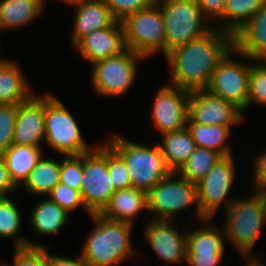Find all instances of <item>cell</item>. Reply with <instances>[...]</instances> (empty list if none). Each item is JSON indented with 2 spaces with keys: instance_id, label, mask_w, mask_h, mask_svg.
I'll use <instances>...</instances> for the list:
<instances>
[{
  "instance_id": "1",
  "label": "cell",
  "mask_w": 266,
  "mask_h": 266,
  "mask_svg": "<svg viewBox=\"0 0 266 266\" xmlns=\"http://www.w3.org/2000/svg\"><path fill=\"white\" fill-rule=\"evenodd\" d=\"M233 48V35L215 27L201 38L174 48L165 56L170 85L188 91L206 89L218 63Z\"/></svg>"
},
{
  "instance_id": "2",
  "label": "cell",
  "mask_w": 266,
  "mask_h": 266,
  "mask_svg": "<svg viewBox=\"0 0 266 266\" xmlns=\"http://www.w3.org/2000/svg\"><path fill=\"white\" fill-rule=\"evenodd\" d=\"M95 222L92 231L85 237L81 256L86 266H118L139 253L131 242L132 224L90 216Z\"/></svg>"
},
{
  "instance_id": "3",
  "label": "cell",
  "mask_w": 266,
  "mask_h": 266,
  "mask_svg": "<svg viewBox=\"0 0 266 266\" xmlns=\"http://www.w3.org/2000/svg\"><path fill=\"white\" fill-rule=\"evenodd\" d=\"M106 143L124 160L132 187L146 193L173 171L168 167L158 143L153 147L111 136Z\"/></svg>"
},
{
  "instance_id": "4",
  "label": "cell",
  "mask_w": 266,
  "mask_h": 266,
  "mask_svg": "<svg viewBox=\"0 0 266 266\" xmlns=\"http://www.w3.org/2000/svg\"><path fill=\"white\" fill-rule=\"evenodd\" d=\"M244 199H236L225 210L223 226L226 241L231 243L236 252L244 258H258L252 252L261 229L266 225L261 204V191L252 192ZM250 256V257H249Z\"/></svg>"
},
{
  "instance_id": "5",
  "label": "cell",
  "mask_w": 266,
  "mask_h": 266,
  "mask_svg": "<svg viewBox=\"0 0 266 266\" xmlns=\"http://www.w3.org/2000/svg\"><path fill=\"white\" fill-rule=\"evenodd\" d=\"M44 142L63 156H79L91 150L85 143L76 119L58 96L52 93L45 94Z\"/></svg>"
},
{
  "instance_id": "6",
  "label": "cell",
  "mask_w": 266,
  "mask_h": 266,
  "mask_svg": "<svg viewBox=\"0 0 266 266\" xmlns=\"http://www.w3.org/2000/svg\"><path fill=\"white\" fill-rule=\"evenodd\" d=\"M157 3L164 17L167 54L214 28V23L207 21L195 0H157Z\"/></svg>"
},
{
  "instance_id": "7",
  "label": "cell",
  "mask_w": 266,
  "mask_h": 266,
  "mask_svg": "<svg viewBox=\"0 0 266 266\" xmlns=\"http://www.w3.org/2000/svg\"><path fill=\"white\" fill-rule=\"evenodd\" d=\"M121 24L128 49L146 59L159 52L167 55L164 17L157 2L126 16Z\"/></svg>"
},
{
  "instance_id": "8",
  "label": "cell",
  "mask_w": 266,
  "mask_h": 266,
  "mask_svg": "<svg viewBox=\"0 0 266 266\" xmlns=\"http://www.w3.org/2000/svg\"><path fill=\"white\" fill-rule=\"evenodd\" d=\"M177 177V178H176ZM148 212L152 220H175L180 211L195 205L197 221L206 220L202 215L197 186L172 172L147 192ZM175 218V219H174Z\"/></svg>"
},
{
  "instance_id": "9",
  "label": "cell",
  "mask_w": 266,
  "mask_h": 266,
  "mask_svg": "<svg viewBox=\"0 0 266 266\" xmlns=\"http://www.w3.org/2000/svg\"><path fill=\"white\" fill-rule=\"evenodd\" d=\"M83 154V174L80 187L82 200L91 214H99L116 189L108 172V144H97Z\"/></svg>"
},
{
  "instance_id": "10",
  "label": "cell",
  "mask_w": 266,
  "mask_h": 266,
  "mask_svg": "<svg viewBox=\"0 0 266 266\" xmlns=\"http://www.w3.org/2000/svg\"><path fill=\"white\" fill-rule=\"evenodd\" d=\"M146 58L126 49L124 52L91 65V84L99 96L126 95L137 78V63Z\"/></svg>"
},
{
  "instance_id": "11",
  "label": "cell",
  "mask_w": 266,
  "mask_h": 266,
  "mask_svg": "<svg viewBox=\"0 0 266 266\" xmlns=\"http://www.w3.org/2000/svg\"><path fill=\"white\" fill-rule=\"evenodd\" d=\"M232 56L246 59V62L242 59H240L241 61L232 59ZM251 62H253L252 59L233 48L218 63L206 90L217 97L232 102L245 114L248 103Z\"/></svg>"
},
{
  "instance_id": "12",
  "label": "cell",
  "mask_w": 266,
  "mask_h": 266,
  "mask_svg": "<svg viewBox=\"0 0 266 266\" xmlns=\"http://www.w3.org/2000/svg\"><path fill=\"white\" fill-rule=\"evenodd\" d=\"M236 164L233 155L221 157L196 184L200 210L206 219H213L222 204L226 210L235 200L229 198V193L236 178Z\"/></svg>"
},
{
  "instance_id": "13",
  "label": "cell",
  "mask_w": 266,
  "mask_h": 266,
  "mask_svg": "<svg viewBox=\"0 0 266 266\" xmlns=\"http://www.w3.org/2000/svg\"><path fill=\"white\" fill-rule=\"evenodd\" d=\"M244 119L243 111L232 102L217 97L206 89L190 91L187 122L232 129L233 125H239Z\"/></svg>"
},
{
  "instance_id": "14",
  "label": "cell",
  "mask_w": 266,
  "mask_h": 266,
  "mask_svg": "<svg viewBox=\"0 0 266 266\" xmlns=\"http://www.w3.org/2000/svg\"><path fill=\"white\" fill-rule=\"evenodd\" d=\"M152 102V118L160 134L186 128L190 91L168 84L159 87Z\"/></svg>"
},
{
  "instance_id": "15",
  "label": "cell",
  "mask_w": 266,
  "mask_h": 266,
  "mask_svg": "<svg viewBox=\"0 0 266 266\" xmlns=\"http://www.w3.org/2000/svg\"><path fill=\"white\" fill-rule=\"evenodd\" d=\"M174 220H152L147 222L144 228V237L152 251L159 260H163L164 266L169 264L186 263V232L175 225Z\"/></svg>"
},
{
  "instance_id": "16",
  "label": "cell",
  "mask_w": 266,
  "mask_h": 266,
  "mask_svg": "<svg viewBox=\"0 0 266 266\" xmlns=\"http://www.w3.org/2000/svg\"><path fill=\"white\" fill-rule=\"evenodd\" d=\"M45 138V94L19 104L13 144L41 147Z\"/></svg>"
},
{
  "instance_id": "17",
  "label": "cell",
  "mask_w": 266,
  "mask_h": 266,
  "mask_svg": "<svg viewBox=\"0 0 266 266\" xmlns=\"http://www.w3.org/2000/svg\"><path fill=\"white\" fill-rule=\"evenodd\" d=\"M73 49L91 65L124 52L127 47L121 21L85 35L73 46Z\"/></svg>"
},
{
  "instance_id": "18",
  "label": "cell",
  "mask_w": 266,
  "mask_h": 266,
  "mask_svg": "<svg viewBox=\"0 0 266 266\" xmlns=\"http://www.w3.org/2000/svg\"><path fill=\"white\" fill-rule=\"evenodd\" d=\"M74 25L71 45L74 46L82 37L94 30L112 26L117 20L104 0H75Z\"/></svg>"
},
{
  "instance_id": "19",
  "label": "cell",
  "mask_w": 266,
  "mask_h": 266,
  "mask_svg": "<svg viewBox=\"0 0 266 266\" xmlns=\"http://www.w3.org/2000/svg\"><path fill=\"white\" fill-rule=\"evenodd\" d=\"M233 46L253 61H266V5L233 35Z\"/></svg>"
},
{
  "instance_id": "20",
  "label": "cell",
  "mask_w": 266,
  "mask_h": 266,
  "mask_svg": "<svg viewBox=\"0 0 266 266\" xmlns=\"http://www.w3.org/2000/svg\"><path fill=\"white\" fill-rule=\"evenodd\" d=\"M148 212L147 193L134 187L116 190L103 210V218L134 224L141 211Z\"/></svg>"
},
{
  "instance_id": "21",
  "label": "cell",
  "mask_w": 266,
  "mask_h": 266,
  "mask_svg": "<svg viewBox=\"0 0 266 266\" xmlns=\"http://www.w3.org/2000/svg\"><path fill=\"white\" fill-rule=\"evenodd\" d=\"M18 64L0 56V104H21L36 93Z\"/></svg>"
},
{
  "instance_id": "22",
  "label": "cell",
  "mask_w": 266,
  "mask_h": 266,
  "mask_svg": "<svg viewBox=\"0 0 266 266\" xmlns=\"http://www.w3.org/2000/svg\"><path fill=\"white\" fill-rule=\"evenodd\" d=\"M44 7L41 0H0V32L29 25L43 15Z\"/></svg>"
},
{
  "instance_id": "23",
  "label": "cell",
  "mask_w": 266,
  "mask_h": 266,
  "mask_svg": "<svg viewBox=\"0 0 266 266\" xmlns=\"http://www.w3.org/2000/svg\"><path fill=\"white\" fill-rule=\"evenodd\" d=\"M45 198V199H44ZM69 213L47 196L31 209L30 223L39 236H56L69 220Z\"/></svg>"
},
{
  "instance_id": "24",
  "label": "cell",
  "mask_w": 266,
  "mask_h": 266,
  "mask_svg": "<svg viewBox=\"0 0 266 266\" xmlns=\"http://www.w3.org/2000/svg\"><path fill=\"white\" fill-rule=\"evenodd\" d=\"M42 151V147L12 144L2 153L11 179L17 187L24 184L31 170L43 157Z\"/></svg>"
},
{
  "instance_id": "25",
  "label": "cell",
  "mask_w": 266,
  "mask_h": 266,
  "mask_svg": "<svg viewBox=\"0 0 266 266\" xmlns=\"http://www.w3.org/2000/svg\"><path fill=\"white\" fill-rule=\"evenodd\" d=\"M158 143L168 167L177 172L197 148L190 131L186 128L167 132L162 135Z\"/></svg>"
},
{
  "instance_id": "26",
  "label": "cell",
  "mask_w": 266,
  "mask_h": 266,
  "mask_svg": "<svg viewBox=\"0 0 266 266\" xmlns=\"http://www.w3.org/2000/svg\"><path fill=\"white\" fill-rule=\"evenodd\" d=\"M210 221L212 222V219L203 220L200 227L187 230V254L225 253L226 237L223 228L221 230L220 227L211 225Z\"/></svg>"
},
{
  "instance_id": "27",
  "label": "cell",
  "mask_w": 266,
  "mask_h": 266,
  "mask_svg": "<svg viewBox=\"0 0 266 266\" xmlns=\"http://www.w3.org/2000/svg\"><path fill=\"white\" fill-rule=\"evenodd\" d=\"M59 182L60 160L57 161L43 155L21 187L29 194L45 197Z\"/></svg>"
},
{
  "instance_id": "28",
  "label": "cell",
  "mask_w": 266,
  "mask_h": 266,
  "mask_svg": "<svg viewBox=\"0 0 266 266\" xmlns=\"http://www.w3.org/2000/svg\"><path fill=\"white\" fill-rule=\"evenodd\" d=\"M187 129L197 147L209 149L222 157L233 155L231 146L226 143L230 136L229 127L218 125H204L195 122H187Z\"/></svg>"
},
{
  "instance_id": "29",
  "label": "cell",
  "mask_w": 266,
  "mask_h": 266,
  "mask_svg": "<svg viewBox=\"0 0 266 266\" xmlns=\"http://www.w3.org/2000/svg\"><path fill=\"white\" fill-rule=\"evenodd\" d=\"M21 215L18 207L9 196H0V237L14 240L15 248L23 247H50L33 242L24 236H20ZM20 236V237H19Z\"/></svg>"
},
{
  "instance_id": "30",
  "label": "cell",
  "mask_w": 266,
  "mask_h": 266,
  "mask_svg": "<svg viewBox=\"0 0 266 266\" xmlns=\"http://www.w3.org/2000/svg\"><path fill=\"white\" fill-rule=\"evenodd\" d=\"M264 5L266 0H226L224 31L235 35Z\"/></svg>"
},
{
  "instance_id": "31",
  "label": "cell",
  "mask_w": 266,
  "mask_h": 266,
  "mask_svg": "<svg viewBox=\"0 0 266 266\" xmlns=\"http://www.w3.org/2000/svg\"><path fill=\"white\" fill-rule=\"evenodd\" d=\"M221 157L215 151L197 147L176 173L189 182L197 184L208 174Z\"/></svg>"
},
{
  "instance_id": "32",
  "label": "cell",
  "mask_w": 266,
  "mask_h": 266,
  "mask_svg": "<svg viewBox=\"0 0 266 266\" xmlns=\"http://www.w3.org/2000/svg\"><path fill=\"white\" fill-rule=\"evenodd\" d=\"M252 104L266 106V61H254L251 66L247 108Z\"/></svg>"
},
{
  "instance_id": "33",
  "label": "cell",
  "mask_w": 266,
  "mask_h": 266,
  "mask_svg": "<svg viewBox=\"0 0 266 266\" xmlns=\"http://www.w3.org/2000/svg\"><path fill=\"white\" fill-rule=\"evenodd\" d=\"M47 197L57 203L61 208L67 211L69 214L76 211L78 208L84 209L88 216L92 214L87 210L80 191L75 190L68 185L62 184L59 182L52 191L47 195Z\"/></svg>"
},
{
  "instance_id": "34",
  "label": "cell",
  "mask_w": 266,
  "mask_h": 266,
  "mask_svg": "<svg viewBox=\"0 0 266 266\" xmlns=\"http://www.w3.org/2000/svg\"><path fill=\"white\" fill-rule=\"evenodd\" d=\"M19 104H0V153L13 144Z\"/></svg>"
},
{
  "instance_id": "35",
  "label": "cell",
  "mask_w": 266,
  "mask_h": 266,
  "mask_svg": "<svg viewBox=\"0 0 266 266\" xmlns=\"http://www.w3.org/2000/svg\"><path fill=\"white\" fill-rule=\"evenodd\" d=\"M83 174V154L64 156L60 160V182L80 191Z\"/></svg>"
},
{
  "instance_id": "36",
  "label": "cell",
  "mask_w": 266,
  "mask_h": 266,
  "mask_svg": "<svg viewBox=\"0 0 266 266\" xmlns=\"http://www.w3.org/2000/svg\"><path fill=\"white\" fill-rule=\"evenodd\" d=\"M108 172L116 190L132 187L124 160L108 145Z\"/></svg>"
},
{
  "instance_id": "37",
  "label": "cell",
  "mask_w": 266,
  "mask_h": 266,
  "mask_svg": "<svg viewBox=\"0 0 266 266\" xmlns=\"http://www.w3.org/2000/svg\"><path fill=\"white\" fill-rule=\"evenodd\" d=\"M12 262L9 266H47V247L14 248Z\"/></svg>"
},
{
  "instance_id": "38",
  "label": "cell",
  "mask_w": 266,
  "mask_h": 266,
  "mask_svg": "<svg viewBox=\"0 0 266 266\" xmlns=\"http://www.w3.org/2000/svg\"><path fill=\"white\" fill-rule=\"evenodd\" d=\"M117 21H122L126 16L139 10L149 8L157 0H104Z\"/></svg>"
},
{
  "instance_id": "39",
  "label": "cell",
  "mask_w": 266,
  "mask_h": 266,
  "mask_svg": "<svg viewBox=\"0 0 266 266\" xmlns=\"http://www.w3.org/2000/svg\"><path fill=\"white\" fill-rule=\"evenodd\" d=\"M197 5L202 10L204 17L208 19H214V27L224 31V10L226 6V0H195Z\"/></svg>"
},
{
  "instance_id": "40",
  "label": "cell",
  "mask_w": 266,
  "mask_h": 266,
  "mask_svg": "<svg viewBox=\"0 0 266 266\" xmlns=\"http://www.w3.org/2000/svg\"><path fill=\"white\" fill-rule=\"evenodd\" d=\"M253 191H266V150L253 159Z\"/></svg>"
},
{
  "instance_id": "41",
  "label": "cell",
  "mask_w": 266,
  "mask_h": 266,
  "mask_svg": "<svg viewBox=\"0 0 266 266\" xmlns=\"http://www.w3.org/2000/svg\"><path fill=\"white\" fill-rule=\"evenodd\" d=\"M225 253L187 254L186 266H220Z\"/></svg>"
},
{
  "instance_id": "42",
  "label": "cell",
  "mask_w": 266,
  "mask_h": 266,
  "mask_svg": "<svg viewBox=\"0 0 266 266\" xmlns=\"http://www.w3.org/2000/svg\"><path fill=\"white\" fill-rule=\"evenodd\" d=\"M17 188L11 179L5 160L0 153V196H8L9 192L17 190Z\"/></svg>"
},
{
  "instance_id": "43",
  "label": "cell",
  "mask_w": 266,
  "mask_h": 266,
  "mask_svg": "<svg viewBox=\"0 0 266 266\" xmlns=\"http://www.w3.org/2000/svg\"><path fill=\"white\" fill-rule=\"evenodd\" d=\"M47 266H86L81 254L77 258H67L59 255H51L47 247Z\"/></svg>"
},
{
  "instance_id": "44",
  "label": "cell",
  "mask_w": 266,
  "mask_h": 266,
  "mask_svg": "<svg viewBox=\"0 0 266 266\" xmlns=\"http://www.w3.org/2000/svg\"><path fill=\"white\" fill-rule=\"evenodd\" d=\"M261 256L260 255L258 258H247V262H245L246 264L243 266H266L262 260H261Z\"/></svg>"
},
{
  "instance_id": "45",
  "label": "cell",
  "mask_w": 266,
  "mask_h": 266,
  "mask_svg": "<svg viewBox=\"0 0 266 266\" xmlns=\"http://www.w3.org/2000/svg\"><path fill=\"white\" fill-rule=\"evenodd\" d=\"M261 204H262V211H263L264 219L266 223V191H261Z\"/></svg>"
},
{
  "instance_id": "46",
  "label": "cell",
  "mask_w": 266,
  "mask_h": 266,
  "mask_svg": "<svg viewBox=\"0 0 266 266\" xmlns=\"http://www.w3.org/2000/svg\"><path fill=\"white\" fill-rule=\"evenodd\" d=\"M61 1H63L64 3H67L69 5H72L75 0H61ZM41 2L45 6L46 0H41Z\"/></svg>"
},
{
  "instance_id": "47",
  "label": "cell",
  "mask_w": 266,
  "mask_h": 266,
  "mask_svg": "<svg viewBox=\"0 0 266 266\" xmlns=\"http://www.w3.org/2000/svg\"><path fill=\"white\" fill-rule=\"evenodd\" d=\"M0 266H8V265H7V264H4V263H3V264H1V262H0Z\"/></svg>"
}]
</instances>
